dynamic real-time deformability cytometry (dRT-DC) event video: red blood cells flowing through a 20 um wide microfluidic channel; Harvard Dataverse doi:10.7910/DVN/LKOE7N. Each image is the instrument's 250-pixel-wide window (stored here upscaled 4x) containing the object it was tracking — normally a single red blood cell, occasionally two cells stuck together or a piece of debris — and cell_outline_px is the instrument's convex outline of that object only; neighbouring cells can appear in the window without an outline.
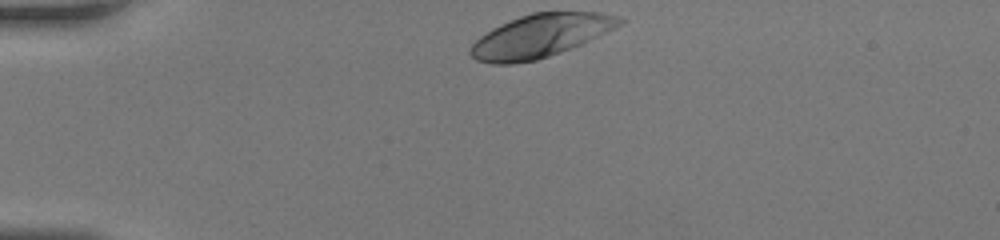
{"species": "human", "species_latin": "Homo sapiens", "temperature_condition": "room temperature", "stored_images_in_passage": 29, "camera_frame_rate_fps": 3000, "um_per_image_px": 0.085, "donor": {"sex": "female"}, "frame": {"image": 1, "passage_image": 1, "time_ms": 0.0, "image_size_px": [1000, 240], "cell_outline_px": [[628, 20], [580, 44], [560, 52], [536, 60], [512, 64], [492, 64], [476, 60], [468, 52], [468, 48], [480, 36], [492, 28], [520, 16], [532, 12], [600, 12], [616, 16]], "centroid_in_image_um": [45.87, 3.05], "position_along_channel_um": 39.1, "area_um2": 36.99}}
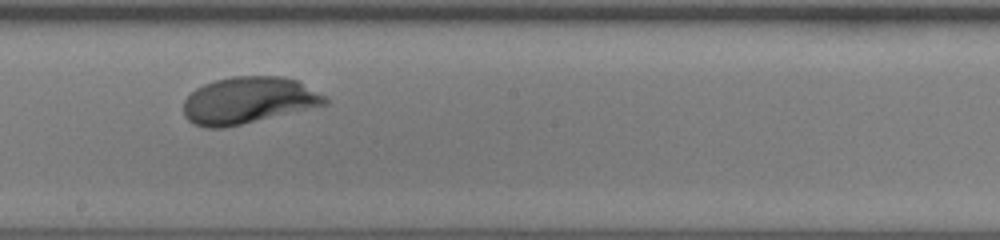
{"frame": {"image": 2, "passage_image": 17, "time_ms": 5.333, "image_size_px": [1000, 240], "cell_outline_px": [[328, 104], [224, 128], [204, 128], [188, 120], [184, 116], [184, 100], [196, 88], [204, 84], [216, 80], [232, 76], [280, 76], [296, 80], [324, 96], [328, 100]], "centroid_in_image_um": [21.07, 8.53], "position_along_channel_um": 227.1, "area_um2": 38.15}}
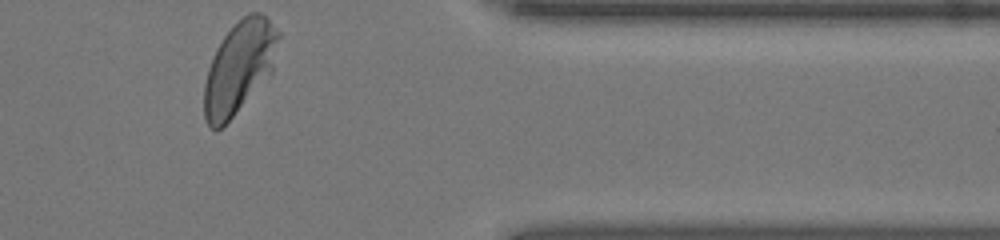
{"frame": {"image": 3, "passage_image": 29, "time_ms": 9.333, "image_size_px": [1000, 240], "cell_outline_px": [[280, 36], [272, 76], [216, 132], [208, 128], [204, 120], [204, 84], [208, 68], [216, 48], [224, 36], [248, 12], [260, 12], [280, 32]], "centroid_in_image_um": [20.35, 5.76], "position_along_channel_um": 391.1, "area_um2": 40.06}}